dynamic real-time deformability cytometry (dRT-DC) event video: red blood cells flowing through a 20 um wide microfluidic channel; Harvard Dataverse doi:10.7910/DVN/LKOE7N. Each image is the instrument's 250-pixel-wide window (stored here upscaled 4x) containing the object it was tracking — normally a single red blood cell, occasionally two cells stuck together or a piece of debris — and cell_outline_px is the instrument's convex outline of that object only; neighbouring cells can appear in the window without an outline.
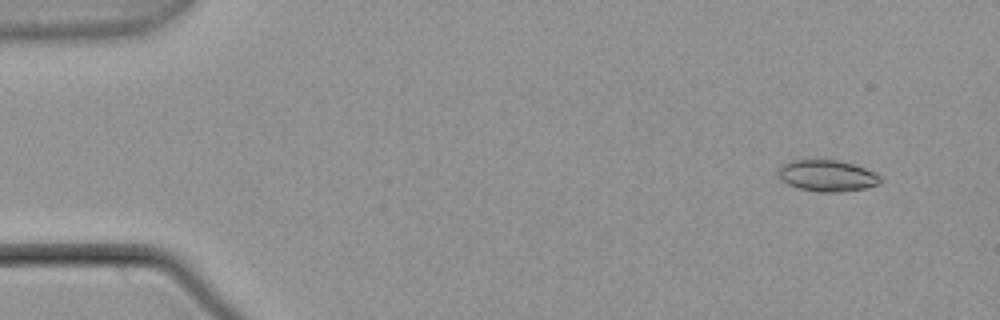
{"species": "common noctule bat (a hibernating species)", "species_latin": "Nyctalus noctula", "temperature_condition": "warm", "stored_images_in_passage": 4, "camera_frame_rate_fps": 3000, "um_per_image_px": 0.085, "animal": {"sex": "male", "body_mass_g": 21.5, "forearm_length_mm": 52.0}, "frame": {"image": 1, "passage_image": 1, "time_ms": 0.0, "image_size_px": [1000, 320], "cell_outline_px": [[884, 180], [880, 184], [864, 188], [840, 192], [820, 192], [800, 188], [788, 184], [776, 172], [784, 164], [792, 160], [836, 160], [852, 164], [864, 168], [880, 176]], "centroid_in_image_um": [70.34, 14.94], "position_along_channel_um": 14.7, "area_um2": 18.38}}
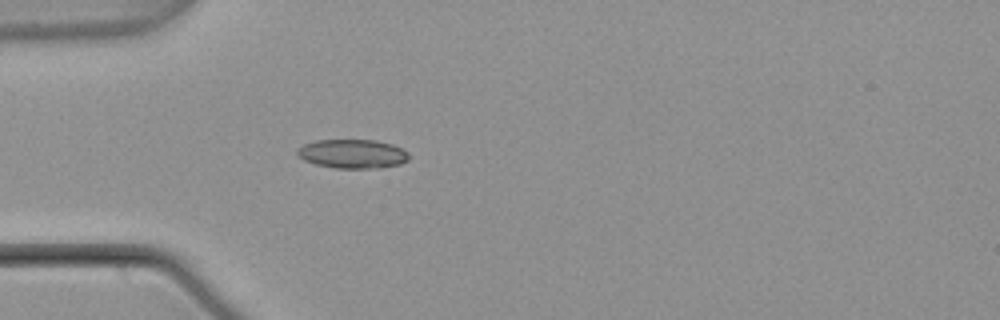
{"frame": {"image": 2, "passage_image": 4, "time_ms": 1.0, "image_size_px": [1000, 320], "cell_outline_px": [[408, 160], [400, 164], [380, 168], [336, 168], [316, 164], [304, 160], [296, 156], [296, 148], [304, 144], [316, 140], [376, 140], [392, 144], [408, 152]], "centroid_in_image_um": [29.93, 13.07], "position_along_channel_um": 55.1, "area_um2": 18.96}}